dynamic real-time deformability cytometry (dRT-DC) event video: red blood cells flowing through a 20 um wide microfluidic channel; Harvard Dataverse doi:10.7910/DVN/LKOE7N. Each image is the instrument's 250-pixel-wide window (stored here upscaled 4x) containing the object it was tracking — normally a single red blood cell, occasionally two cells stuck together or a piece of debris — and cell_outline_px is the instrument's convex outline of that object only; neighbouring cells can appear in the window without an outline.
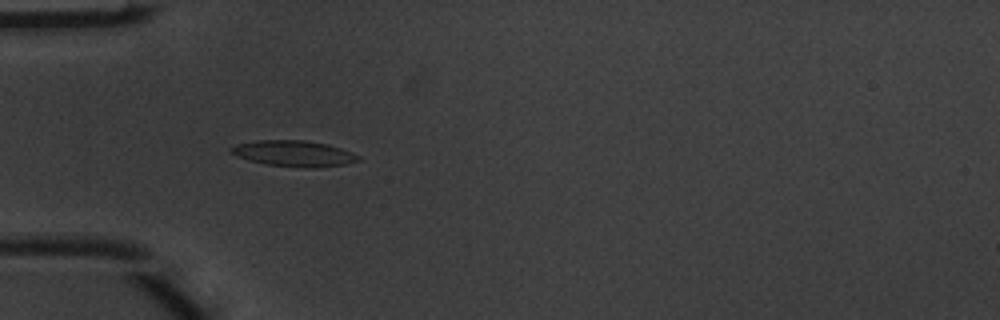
{"species": "common noctule bat (a hibernating species)", "species_latin": "Nyctalus noctula", "temperature_condition": "warm", "stored_images_in_passage": 7, "camera_frame_rate_fps": 3000, "um_per_image_px": 0.085, "animal": {"sex": "male", "body_mass_g": 20.1, "forearm_length_mm": 53.5}, "frame": {"image": 1, "passage_image": 5, "time_ms": 1.333, "image_size_px": [1000, 320], "cell_outline_px": [[360, 160], [344, 164], [316, 168], [308, 168], [268, 164], [248, 160], [236, 156], [228, 148], [236, 144], [256, 140], [304, 140], [328, 144], [352, 152], [360, 156]], "centroid_in_image_um": [24.97, 13.04], "position_along_channel_um": 60.0, "area_um2": 19.19}}
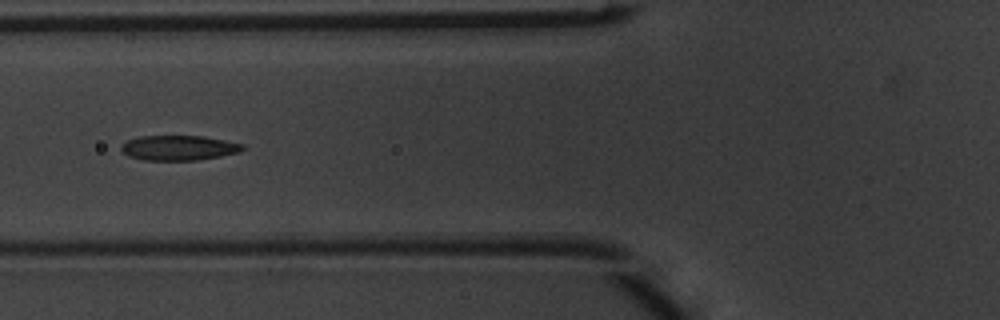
{"frame": {"image": 2, "passage_image": 6, "time_ms": 1.667, "image_size_px": [1000, 320], "cell_outline_px": [[244, 148], [240, 152], [220, 156], [196, 160], [144, 160], [128, 156], [120, 148], [120, 144], [128, 140], [140, 136], [204, 136], [244, 144]], "centroid_in_image_um": [15.18, 12.56], "position_along_channel_um": 110.6, "area_um2": 17.63}}
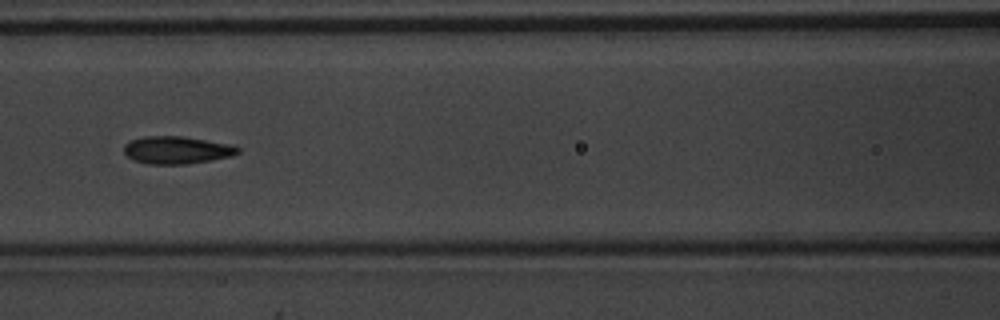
{"frame": {"image": 3, "passage_image": 7, "time_ms": 2.0, "image_size_px": [1000, 320], "cell_outline_px": [[240, 152], [232, 156], [212, 160], [188, 164], [148, 164], [132, 160], [124, 152], [124, 144], [128, 140], [144, 136], [180, 136], [232, 144], [240, 148]], "centroid_in_image_um": [15.02, 12.75], "position_along_channel_um": 151.6, "area_um2": 18.5}}